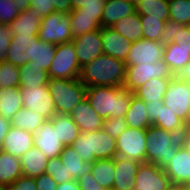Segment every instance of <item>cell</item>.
I'll list each match as a JSON object with an SVG mask.
<instances>
[{
    "label": "cell",
    "instance_id": "1",
    "mask_svg": "<svg viewBox=\"0 0 190 190\" xmlns=\"http://www.w3.org/2000/svg\"><path fill=\"white\" fill-rule=\"evenodd\" d=\"M125 73L126 65L123 60L103 53L81 67L79 80L85 87H122Z\"/></svg>",
    "mask_w": 190,
    "mask_h": 190
},
{
    "label": "cell",
    "instance_id": "2",
    "mask_svg": "<svg viewBox=\"0 0 190 190\" xmlns=\"http://www.w3.org/2000/svg\"><path fill=\"white\" fill-rule=\"evenodd\" d=\"M132 96L123 86H93L86 92V99L102 119L125 117Z\"/></svg>",
    "mask_w": 190,
    "mask_h": 190
},
{
    "label": "cell",
    "instance_id": "3",
    "mask_svg": "<svg viewBox=\"0 0 190 190\" xmlns=\"http://www.w3.org/2000/svg\"><path fill=\"white\" fill-rule=\"evenodd\" d=\"M182 145L180 136L152 125L146 129V162L164 169Z\"/></svg>",
    "mask_w": 190,
    "mask_h": 190
},
{
    "label": "cell",
    "instance_id": "4",
    "mask_svg": "<svg viewBox=\"0 0 190 190\" xmlns=\"http://www.w3.org/2000/svg\"><path fill=\"white\" fill-rule=\"evenodd\" d=\"M83 162L93 164L95 160L113 159L117 156V142L106 131L82 133L71 144Z\"/></svg>",
    "mask_w": 190,
    "mask_h": 190
},
{
    "label": "cell",
    "instance_id": "5",
    "mask_svg": "<svg viewBox=\"0 0 190 190\" xmlns=\"http://www.w3.org/2000/svg\"><path fill=\"white\" fill-rule=\"evenodd\" d=\"M47 85L58 114L69 115L77 104L86 99L87 87L79 78H49Z\"/></svg>",
    "mask_w": 190,
    "mask_h": 190
},
{
    "label": "cell",
    "instance_id": "6",
    "mask_svg": "<svg viewBox=\"0 0 190 190\" xmlns=\"http://www.w3.org/2000/svg\"><path fill=\"white\" fill-rule=\"evenodd\" d=\"M152 78L172 79L174 74L163 59L157 60L152 64L126 66L123 87L133 92Z\"/></svg>",
    "mask_w": 190,
    "mask_h": 190
},
{
    "label": "cell",
    "instance_id": "7",
    "mask_svg": "<svg viewBox=\"0 0 190 190\" xmlns=\"http://www.w3.org/2000/svg\"><path fill=\"white\" fill-rule=\"evenodd\" d=\"M80 72L72 41L56 45V53L48 70L49 78L78 79Z\"/></svg>",
    "mask_w": 190,
    "mask_h": 190
},
{
    "label": "cell",
    "instance_id": "8",
    "mask_svg": "<svg viewBox=\"0 0 190 190\" xmlns=\"http://www.w3.org/2000/svg\"><path fill=\"white\" fill-rule=\"evenodd\" d=\"M38 36L39 39L55 45L71 42L73 37L69 14L55 11L43 17Z\"/></svg>",
    "mask_w": 190,
    "mask_h": 190
},
{
    "label": "cell",
    "instance_id": "9",
    "mask_svg": "<svg viewBox=\"0 0 190 190\" xmlns=\"http://www.w3.org/2000/svg\"><path fill=\"white\" fill-rule=\"evenodd\" d=\"M117 156L146 162V129L128 127L117 139Z\"/></svg>",
    "mask_w": 190,
    "mask_h": 190
},
{
    "label": "cell",
    "instance_id": "10",
    "mask_svg": "<svg viewBox=\"0 0 190 190\" xmlns=\"http://www.w3.org/2000/svg\"><path fill=\"white\" fill-rule=\"evenodd\" d=\"M20 93L24 108L42 115L47 120L57 114L48 85L20 88Z\"/></svg>",
    "mask_w": 190,
    "mask_h": 190
},
{
    "label": "cell",
    "instance_id": "11",
    "mask_svg": "<svg viewBox=\"0 0 190 190\" xmlns=\"http://www.w3.org/2000/svg\"><path fill=\"white\" fill-rule=\"evenodd\" d=\"M163 102L185 123L190 110V94L187 82L172 78L168 83Z\"/></svg>",
    "mask_w": 190,
    "mask_h": 190
},
{
    "label": "cell",
    "instance_id": "12",
    "mask_svg": "<svg viewBox=\"0 0 190 190\" xmlns=\"http://www.w3.org/2000/svg\"><path fill=\"white\" fill-rule=\"evenodd\" d=\"M165 45L161 41L140 39L132 42L130 52L125 59L126 66L138 64H152L157 60H162Z\"/></svg>",
    "mask_w": 190,
    "mask_h": 190
},
{
    "label": "cell",
    "instance_id": "13",
    "mask_svg": "<svg viewBox=\"0 0 190 190\" xmlns=\"http://www.w3.org/2000/svg\"><path fill=\"white\" fill-rule=\"evenodd\" d=\"M172 186L164 169L151 162L140 163L134 190H168Z\"/></svg>",
    "mask_w": 190,
    "mask_h": 190
},
{
    "label": "cell",
    "instance_id": "14",
    "mask_svg": "<svg viewBox=\"0 0 190 190\" xmlns=\"http://www.w3.org/2000/svg\"><path fill=\"white\" fill-rule=\"evenodd\" d=\"M146 108L148 119L152 125L182 136L185 131L184 122L165 106L163 101L147 102Z\"/></svg>",
    "mask_w": 190,
    "mask_h": 190
},
{
    "label": "cell",
    "instance_id": "15",
    "mask_svg": "<svg viewBox=\"0 0 190 190\" xmlns=\"http://www.w3.org/2000/svg\"><path fill=\"white\" fill-rule=\"evenodd\" d=\"M80 67L103 54L101 29L88 32L72 40Z\"/></svg>",
    "mask_w": 190,
    "mask_h": 190
},
{
    "label": "cell",
    "instance_id": "16",
    "mask_svg": "<svg viewBox=\"0 0 190 190\" xmlns=\"http://www.w3.org/2000/svg\"><path fill=\"white\" fill-rule=\"evenodd\" d=\"M38 39V35L13 36L6 53V61L14 66L26 65L33 60L34 42Z\"/></svg>",
    "mask_w": 190,
    "mask_h": 190
},
{
    "label": "cell",
    "instance_id": "17",
    "mask_svg": "<svg viewBox=\"0 0 190 190\" xmlns=\"http://www.w3.org/2000/svg\"><path fill=\"white\" fill-rule=\"evenodd\" d=\"M34 146L41 150L45 157H59L64 145L59 141L57 130L52 123L46 120L43 125L33 133Z\"/></svg>",
    "mask_w": 190,
    "mask_h": 190
},
{
    "label": "cell",
    "instance_id": "18",
    "mask_svg": "<svg viewBox=\"0 0 190 190\" xmlns=\"http://www.w3.org/2000/svg\"><path fill=\"white\" fill-rule=\"evenodd\" d=\"M140 163L127 157L114 158L115 180L112 190H134L135 178Z\"/></svg>",
    "mask_w": 190,
    "mask_h": 190
},
{
    "label": "cell",
    "instance_id": "19",
    "mask_svg": "<svg viewBox=\"0 0 190 190\" xmlns=\"http://www.w3.org/2000/svg\"><path fill=\"white\" fill-rule=\"evenodd\" d=\"M69 116L73 119L82 133L94 132L102 129L103 119L91 107L87 99L77 104Z\"/></svg>",
    "mask_w": 190,
    "mask_h": 190
},
{
    "label": "cell",
    "instance_id": "20",
    "mask_svg": "<svg viewBox=\"0 0 190 190\" xmlns=\"http://www.w3.org/2000/svg\"><path fill=\"white\" fill-rule=\"evenodd\" d=\"M33 141V133L11 126L0 149L20 158L34 146Z\"/></svg>",
    "mask_w": 190,
    "mask_h": 190
},
{
    "label": "cell",
    "instance_id": "21",
    "mask_svg": "<svg viewBox=\"0 0 190 190\" xmlns=\"http://www.w3.org/2000/svg\"><path fill=\"white\" fill-rule=\"evenodd\" d=\"M172 185L184 186L190 182V154L181 145L171 163L164 168Z\"/></svg>",
    "mask_w": 190,
    "mask_h": 190
},
{
    "label": "cell",
    "instance_id": "22",
    "mask_svg": "<svg viewBox=\"0 0 190 190\" xmlns=\"http://www.w3.org/2000/svg\"><path fill=\"white\" fill-rule=\"evenodd\" d=\"M101 39L104 54L125 61L132 42L111 27H101Z\"/></svg>",
    "mask_w": 190,
    "mask_h": 190
},
{
    "label": "cell",
    "instance_id": "23",
    "mask_svg": "<svg viewBox=\"0 0 190 190\" xmlns=\"http://www.w3.org/2000/svg\"><path fill=\"white\" fill-rule=\"evenodd\" d=\"M135 12L134 0H105L101 27H112L120 19Z\"/></svg>",
    "mask_w": 190,
    "mask_h": 190
},
{
    "label": "cell",
    "instance_id": "24",
    "mask_svg": "<svg viewBox=\"0 0 190 190\" xmlns=\"http://www.w3.org/2000/svg\"><path fill=\"white\" fill-rule=\"evenodd\" d=\"M22 174L20 158L0 149V187L6 190Z\"/></svg>",
    "mask_w": 190,
    "mask_h": 190
},
{
    "label": "cell",
    "instance_id": "25",
    "mask_svg": "<svg viewBox=\"0 0 190 190\" xmlns=\"http://www.w3.org/2000/svg\"><path fill=\"white\" fill-rule=\"evenodd\" d=\"M42 18L29 8L20 12L16 19L9 24L10 30L13 36L38 35Z\"/></svg>",
    "mask_w": 190,
    "mask_h": 190
},
{
    "label": "cell",
    "instance_id": "26",
    "mask_svg": "<svg viewBox=\"0 0 190 190\" xmlns=\"http://www.w3.org/2000/svg\"><path fill=\"white\" fill-rule=\"evenodd\" d=\"M161 42L164 45L173 42L184 50H190V25L169 19L163 26Z\"/></svg>",
    "mask_w": 190,
    "mask_h": 190
},
{
    "label": "cell",
    "instance_id": "27",
    "mask_svg": "<svg viewBox=\"0 0 190 190\" xmlns=\"http://www.w3.org/2000/svg\"><path fill=\"white\" fill-rule=\"evenodd\" d=\"M20 162L23 176L35 178L45 174L48 158L33 146L20 157Z\"/></svg>",
    "mask_w": 190,
    "mask_h": 190
},
{
    "label": "cell",
    "instance_id": "28",
    "mask_svg": "<svg viewBox=\"0 0 190 190\" xmlns=\"http://www.w3.org/2000/svg\"><path fill=\"white\" fill-rule=\"evenodd\" d=\"M49 121L57 130L59 141L64 146L71 145L81 134L80 129L69 115L57 113Z\"/></svg>",
    "mask_w": 190,
    "mask_h": 190
},
{
    "label": "cell",
    "instance_id": "29",
    "mask_svg": "<svg viewBox=\"0 0 190 190\" xmlns=\"http://www.w3.org/2000/svg\"><path fill=\"white\" fill-rule=\"evenodd\" d=\"M60 159L66 167L71 178L77 180L81 176L91 172V163L83 162L72 145L64 146Z\"/></svg>",
    "mask_w": 190,
    "mask_h": 190
},
{
    "label": "cell",
    "instance_id": "30",
    "mask_svg": "<svg viewBox=\"0 0 190 190\" xmlns=\"http://www.w3.org/2000/svg\"><path fill=\"white\" fill-rule=\"evenodd\" d=\"M170 80L171 79L166 78H152L135 89L133 95L140 98L145 103L163 101Z\"/></svg>",
    "mask_w": 190,
    "mask_h": 190
},
{
    "label": "cell",
    "instance_id": "31",
    "mask_svg": "<svg viewBox=\"0 0 190 190\" xmlns=\"http://www.w3.org/2000/svg\"><path fill=\"white\" fill-rule=\"evenodd\" d=\"M136 12L140 18H159L169 20V1L166 0H134Z\"/></svg>",
    "mask_w": 190,
    "mask_h": 190
},
{
    "label": "cell",
    "instance_id": "32",
    "mask_svg": "<svg viewBox=\"0 0 190 190\" xmlns=\"http://www.w3.org/2000/svg\"><path fill=\"white\" fill-rule=\"evenodd\" d=\"M146 103L136 96H132L129 109L125 114V121L130 128L147 129L152 126L147 116Z\"/></svg>",
    "mask_w": 190,
    "mask_h": 190
},
{
    "label": "cell",
    "instance_id": "33",
    "mask_svg": "<svg viewBox=\"0 0 190 190\" xmlns=\"http://www.w3.org/2000/svg\"><path fill=\"white\" fill-rule=\"evenodd\" d=\"M23 107L20 88H0V116L11 120L14 114Z\"/></svg>",
    "mask_w": 190,
    "mask_h": 190
},
{
    "label": "cell",
    "instance_id": "34",
    "mask_svg": "<svg viewBox=\"0 0 190 190\" xmlns=\"http://www.w3.org/2000/svg\"><path fill=\"white\" fill-rule=\"evenodd\" d=\"M111 28L130 42H136L143 39V27L140 15L137 12L120 19Z\"/></svg>",
    "mask_w": 190,
    "mask_h": 190
},
{
    "label": "cell",
    "instance_id": "35",
    "mask_svg": "<svg viewBox=\"0 0 190 190\" xmlns=\"http://www.w3.org/2000/svg\"><path fill=\"white\" fill-rule=\"evenodd\" d=\"M46 120L47 119L42 115L22 107L14 114L10 122L11 126L15 128L24 129L27 132L34 133Z\"/></svg>",
    "mask_w": 190,
    "mask_h": 190
},
{
    "label": "cell",
    "instance_id": "36",
    "mask_svg": "<svg viewBox=\"0 0 190 190\" xmlns=\"http://www.w3.org/2000/svg\"><path fill=\"white\" fill-rule=\"evenodd\" d=\"M56 53V45L41 39L34 42L33 60L28 64L31 67L43 68L48 72Z\"/></svg>",
    "mask_w": 190,
    "mask_h": 190
},
{
    "label": "cell",
    "instance_id": "37",
    "mask_svg": "<svg viewBox=\"0 0 190 190\" xmlns=\"http://www.w3.org/2000/svg\"><path fill=\"white\" fill-rule=\"evenodd\" d=\"M91 173L101 187L112 190L115 180L114 158L95 160L91 167Z\"/></svg>",
    "mask_w": 190,
    "mask_h": 190
},
{
    "label": "cell",
    "instance_id": "38",
    "mask_svg": "<svg viewBox=\"0 0 190 190\" xmlns=\"http://www.w3.org/2000/svg\"><path fill=\"white\" fill-rule=\"evenodd\" d=\"M20 85L19 88H37L47 85L49 75L43 68L31 67L28 63L19 67Z\"/></svg>",
    "mask_w": 190,
    "mask_h": 190
},
{
    "label": "cell",
    "instance_id": "39",
    "mask_svg": "<svg viewBox=\"0 0 190 190\" xmlns=\"http://www.w3.org/2000/svg\"><path fill=\"white\" fill-rule=\"evenodd\" d=\"M163 60L174 74L190 61V50H184L171 42L165 45Z\"/></svg>",
    "mask_w": 190,
    "mask_h": 190
},
{
    "label": "cell",
    "instance_id": "40",
    "mask_svg": "<svg viewBox=\"0 0 190 190\" xmlns=\"http://www.w3.org/2000/svg\"><path fill=\"white\" fill-rule=\"evenodd\" d=\"M70 27L73 39L88 32L101 29V20H95V16L69 15Z\"/></svg>",
    "mask_w": 190,
    "mask_h": 190
},
{
    "label": "cell",
    "instance_id": "41",
    "mask_svg": "<svg viewBox=\"0 0 190 190\" xmlns=\"http://www.w3.org/2000/svg\"><path fill=\"white\" fill-rule=\"evenodd\" d=\"M19 66L7 61L0 62V88H15L20 85Z\"/></svg>",
    "mask_w": 190,
    "mask_h": 190
},
{
    "label": "cell",
    "instance_id": "42",
    "mask_svg": "<svg viewBox=\"0 0 190 190\" xmlns=\"http://www.w3.org/2000/svg\"><path fill=\"white\" fill-rule=\"evenodd\" d=\"M169 19L190 25V0L169 1Z\"/></svg>",
    "mask_w": 190,
    "mask_h": 190
},
{
    "label": "cell",
    "instance_id": "43",
    "mask_svg": "<svg viewBox=\"0 0 190 190\" xmlns=\"http://www.w3.org/2000/svg\"><path fill=\"white\" fill-rule=\"evenodd\" d=\"M143 31V39L161 41L165 21L159 18H140Z\"/></svg>",
    "mask_w": 190,
    "mask_h": 190
},
{
    "label": "cell",
    "instance_id": "44",
    "mask_svg": "<svg viewBox=\"0 0 190 190\" xmlns=\"http://www.w3.org/2000/svg\"><path fill=\"white\" fill-rule=\"evenodd\" d=\"M45 174L51 176L57 184H62L64 182L73 180L66 167L63 166L60 157L48 159Z\"/></svg>",
    "mask_w": 190,
    "mask_h": 190
},
{
    "label": "cell",
    "instance_id": "45",
    "mask_svg": "<svg viewBox=\"0 0 190 190\" xmlns=\"http://www.w3.org/2000/svg\"><path fill=\"white\" fill-rule=\"evenodd\" d=\"M105 0H87L82 4L81 9L72 10L69 15L95 16V20L102 19Z\"/></svg>",
    "mask_w": 190,
    "mask_h": 190
},
{
    "label": "cell",
    "instance_id": "46",
    "mask_svg": "<svg viewBox=\"0 0 190 190\" xmlns=\"http://www.w3.org/2000/svg\"><path fill=\"white\" fill-rule=\"evenodd\" d=\"M127 128L125 117L103 119L102 129L114 139H117Z\"/></svg>",
    "mask_w": 190,
    "mask_h": 190
},
{
    "label": "cell",
    "instance_id": "47",
    "mask_svg": "<svg viewBox=\"0 0 190 190\" xmlns=\"http://www.w3.org/2000/svg\"><path fill=\"white\" fill-rule=\"evenodd\" d=\"M19 13L14 0H0V24L9 25Z\"/></svg>",
    "mask_w": 190,
    "mask_h": 190
},
{
    "label": "cell",
    "instance_id": "48",
    "mask_svg": "<svg viewBox=\"0 0 190 190\" xmlns=\"http://www.w3.org/2000/svg\"><path fill=\"white\" fill-rule=\"evenodd\" d=\"M13 38L10 26L0 24V62L6 61V53Z\"/></svg>",
    "mask_w": 190,
    "mask_h": 190
},
{
    "label": "cell",
    "instance_id": "49",
    "mask_svg": "<svg viewBox=\"0 0 190 190\" xmlns=\"http://www.w3.org/2000/svg\"><path fill=\"white\" fill-rule=\"evenodd\" d=\"M30 8L41 17H46L54 12V6H51V0H32Z\"/></svg>",
    "mask_w": 190,
    "mask_h": 190
},
{
    "label": "cell",
    "instance_id": "50",
    "mask_svg": "<svg viewBox=\"0 0 190 190\" xmlns=\"http://www.w3.org/2000/svg\"><path fill=\"white\" fill-rule=\"evenodd\" d=\"M77 183L80 187V190H108L104 187H101L93 177L92 173H87L77 179Z\"/></svg>",
    "mask_w": 190,
    "mask_h": 190
},
{
    "label": "cell",
    "instance_id": "51",
    "mask_svg": "<svg viewBox=\"0 0 190 190\" xmlns=\"http://www.w3.org/2000/svg\"><path fill=\"white\" fill-rule=\"evenodd\" d=\"M6 190H37L34 178L21 176Z\"/></svg>",
    "mask_w": 190,
    "mask_h": 190
},
{
    "label": "cell",
    "instance_id": "52",
    "mask_svg": "<svg viewBox=\"0 0 190 190\" xmlns=\"http://www.w3.org/2000/svg\"><path fill=\"white\" fill-rule=\"evenodd\" d=\"M34 180L37 190H56L58 185L55 180L47 174H42L38 177H35Z\"/></svg>",
    "mask_w": 190,
    "mask_h": 190
},
{
    "label": "cell",
    "instance_id": "53",
    "mask_svg": "<svg viewBox=\"0 0 190 190\" xmlns=\"http://www.w3.org/2000/svg\"><path fill=\"white\" fill-rule=\"evenodd\" d=\"M51 6H54V12L69 14L72 11L70 0H51Z\"/></svg>",
    "mask_w": 190,
    "mask_h": 190
},
{
    "label": "cell",
    "instance_id": "54",
    "mask_svg": "<svg viewBox=\"0 0 190 190\" xmlns=\"http://www.w3.org/2000/svg\"><path fill=\"white\" fill-rule=\"evenodd\" d=\"M174 78L190 83V61L183 68L174 73Z\"/></svg>",
    "mask_w": 190,
    "mask_h": 190
},
{
    "label": "cell",
    "instance_id": "55",
    "mask_svg": "<svg viewBox=\"0 0 190 190\" xmlns=\"http://www.w3.org/2000/svg\"><path fill=\"white\" fill-rule=\"evenodd\" d=\"M10 127H11L10 120L4 119L2 116H0V148Z\"/></svg>",
    "mask_w": 190,
    "mask_h": 190
},
{
    "label": "cell",
    "instance_id": "56",
    "mask_svg": "<svg viewBox=\"0 0 190 190\" xmlns=\"http://www.w3.org/2000/svg\"><path fill=\"white\" fill-rule=\"evenodd\" d=\"M56 190H80L77 180H70L62 184H58Z\"/></svg>",
    "mask_w": 190,
    "mask_h": 190
},
{
    "label": "cell",
    "instance_id": "57",
    "mask_svg": "<svg viewBox=\"0 0 190 190\" xmlns=\"http://www.w3.org/2000/svg\"><path fill=\"white\" fill-rule=\"evenodd\" d=\"M183 147L188 151L190 154V130H185L180 137Z\"/></svg>",
    "mask_w": 190,
    "mask_h": 190
},
{
    "label": "cell",
    "instance_id": "58",
    "mask_svg": "<svg viewBox=\"0 0 190 190\" xmlns=\"http://www.w3.org/2000/svg\"><path fill=\"white\" fill-rule=\"evenodd\" d=\"M14 2L17 5V9L19 12H23L30 8V3L28 0H14Z\"/></svg>",
    "mask_w": 190,
    "mask_h": 190
},
{
    "label": "cell",
    "instance_id": "59",
    "mask_svg": "<svg viewBox=\"0 0 190 190\" xmlns=\"http://www.w3.org/2000/svg\"><path fill=\"white\" fill-rule=\"evenodd\" d=\"M86 1L87 0H70L71 10L81 9L82 4L85 3Z\"/></svg>",
    "mask_w": 190,
    "mask_h": 190
},
{
    "label": "cell",
    "instance_id": "60",
    "mask_svg": "<svg viewBox=\"0 0 190 190\" xmlns=\"http://www.w3.org/2000/svg\"><path fill=\"white\" fill-rule=\"evenodd\" d=\"M184 126H185V130H190V110H189L188 117L184 123Z\"/></svg>",
    "mask_w": 190,
    "mask_h": 190
},
{
    "label": "cell",
    "instance_id": "61",
    "mask_svg": "<svg viewBox=\"0 0 190 190\" xmlns=\"http://www.w3.org/2000/svg\"><path fill=\"white\" fill-rule=\"evenodd\" d=\"M168 190H186L184 186L172 185Z\"/></svg>",
    "mask_w": 190,
    "mask_h": 190
},
{
    "label": "cell",
    "instance_id": "62",
    "mask_svg": "<svg viewBox=\"0 0 190 190\" xmlns=\"http://www.w3.org/2000/svg\"><path fill=\"white\" fill-rule=\"evenodd\" d=\"M186 190H190V182H188L187 184L184 185Z\"/></svg>",
    "mask_w": 190,
    "mask_h": 190
},
{
    "label": "cell",
    "instance_id": "63",
    "mask_svg": "<svg viewBox=\"0 0 190 190\" xmlns=\"http://www.w3.org/2000/svg\"><path fill=\"white\" fill-rule=\"evenodd\" d=\"M187 85H188V88H189V94H190V83H187Z\"/></svg>",
    "mask_w": 190,
    "mask_h": 190
}]
</instances>
